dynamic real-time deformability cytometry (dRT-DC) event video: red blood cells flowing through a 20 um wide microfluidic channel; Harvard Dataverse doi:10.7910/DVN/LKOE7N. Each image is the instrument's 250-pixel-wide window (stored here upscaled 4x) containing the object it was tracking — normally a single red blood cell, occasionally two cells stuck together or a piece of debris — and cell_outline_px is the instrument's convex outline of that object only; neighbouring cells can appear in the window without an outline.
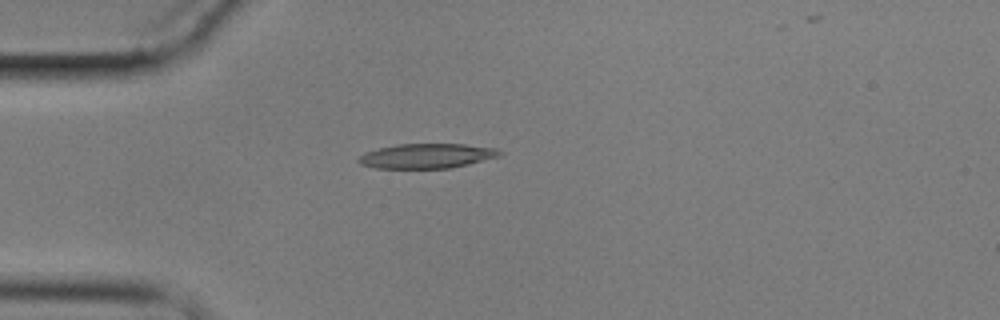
{"species": "common noctule bat (a hibernating species)", "species_latin": "Nyctalus noctula", "temperature_condition": "cold", "stored_images_in_passage": 11, "camera_frame_rate_fps": 3000, "um_per_image_px": 0.085, "animal": {"sex": "male", "body_mass_g": 17.9}, "frame": {"image": 1, "passage_image": 4, "time_ms": 4.667, "image_size_px": [1000, 320], "cell_outline_px": [[504, 152], [500, 156], [452, 168], [376, 168], [360, 164], [356, 160], [364, 152], [380, 148], [400, 144], [464, 144], [496, 148]], "centroid_in_image_um": [36.29, 13.25], "position_along_channel_um": 48.7, "area_um2": 20.29}}
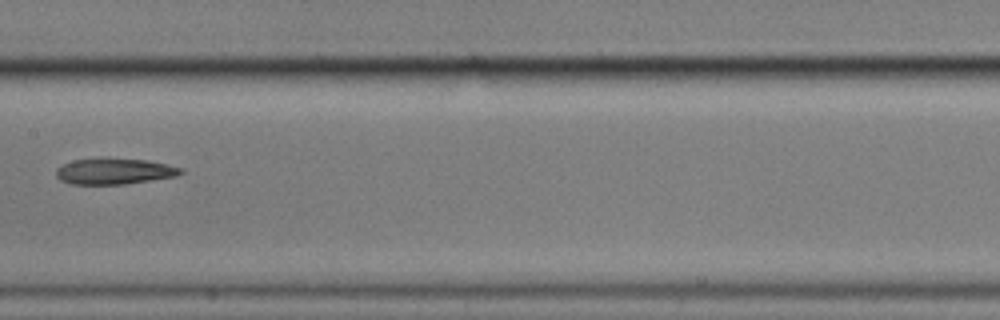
{"frame": {"image": 2, "passage_image": 8, "time_ms": 9.333, "image_size_px": [1000, 320], "cell_outline_px": [[184, 172], [176, 176], [124, 184], [72, 184], [60, 180], [56, 176], [56, 168], [72, 160], [100, 156], [148, 160], [168, 164], [184, 168]], "centroid_in_image_um": [9.71, 14.52], "position_along_channel_um": 197.7, "area_um2": 19.42}}
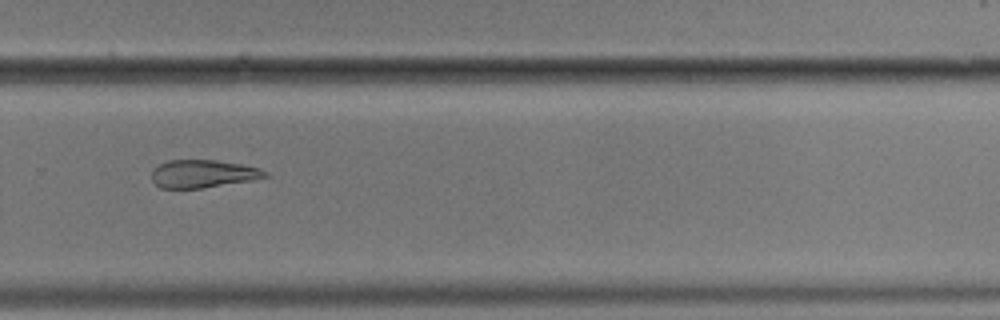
{"frame": {"image": 3, "passage_image": 11, "time_ms": 12.667, "image_size_px": [1000, 320], "cell_outline_px": [[268, 176], [252, 180], [200, 188], [160, 188], [152, 180], [152, 172], [160, 164], [168, 160], [216, 160], [240, 164], [260, 168], [268, 172]], "centroid_in_image_um": [17.26, 14.77], "position_along_channel_um": 312.5, "area_um2": 18.21}}